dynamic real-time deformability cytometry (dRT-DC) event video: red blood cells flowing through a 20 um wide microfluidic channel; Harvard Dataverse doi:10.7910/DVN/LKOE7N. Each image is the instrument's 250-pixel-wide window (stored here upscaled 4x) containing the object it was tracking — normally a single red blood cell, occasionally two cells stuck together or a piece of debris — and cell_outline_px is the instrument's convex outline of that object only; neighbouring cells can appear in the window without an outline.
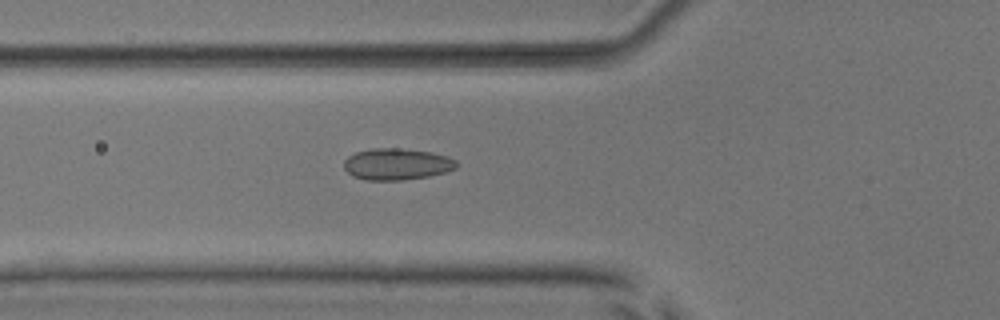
{"species": "common noctule bat (a hibernating species)", "species_latin": "Nyctalus noctula", "temperature_condition": "room temperature", "stored_images_in_passage": 54, "camera_frame_rate_fps": 3000, "um_per_image_px": 0.085, "animal": {"sex": "male", "body_mass_g": 17.9, "forearm_length_mm": 54.2}, "frame": {"image": 1, "passage_image": 20, "time_ms": 6.333, "image_size_px": [1000, 320], "cell_outline_px": [[456, 168], [444, 172], [428, 176], [404, 180], [368, 180], [352, 176], [344, 168], [344, 160], [348, 156], [356, 152], [372, 148], [396, 148], [432, 152], [448, 156], [456, 160]], "centroid_in_image_um": [33.71, 13.95], "position_along_channel_um": 92.1, "area_um2": 20.63}}
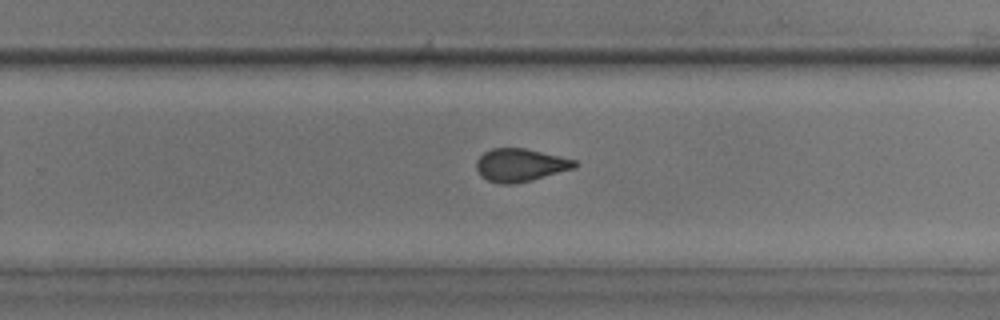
{"frame": {"image": 2, "passage_image": 35, "time_ms": 11.333, "image_size_px": [1000, 320], "cell_outline_px": [[580, 164], [576, 168], [532, 180], [516, 184], [500, 184], [488, 180], [480, 176], [476, 168], [476, 160], [484, 152], [492, 148], [524, 148], [576, 160]], "centroid_in_image_um": [44.23, 14.04], "position_along_channel_um": 285.6, "area_um2": 19.02}}
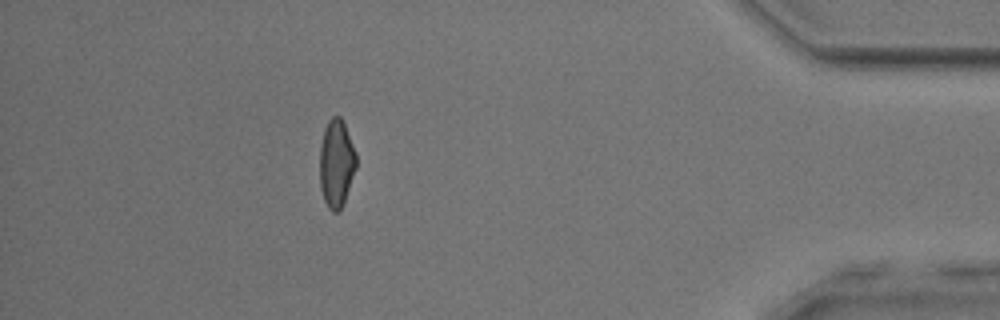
{"frame": {"image": 3, "passage_image": 48, "time_ms": 15.667, "image_size_px": [1000, 320], "cell_outline_px": [[356, 168], [344, 200], [340, 208], [336, 212], [332, 212], [328, 208], [324, 200], [320, 188], [320, 148], [324, 128], [328, 120], [332, 116], [340, 116], [344, 120], [356, 152]], "centroid_in_image_um": [28.59, 13.83], "position_along_channel_um": 406.6, "area_um2": 18.73}, "authors_computed_cell_mechanics": {"area_um2": 19.652, "velocity_mm_per_s": 3.8765, "shape_relaxation_time_tau1_ms": null, "shape_relaxation_time_tau2_ms": 1.0864, "deformation_change_tau1": null, "deformation_change_tau2": 0.0715}}